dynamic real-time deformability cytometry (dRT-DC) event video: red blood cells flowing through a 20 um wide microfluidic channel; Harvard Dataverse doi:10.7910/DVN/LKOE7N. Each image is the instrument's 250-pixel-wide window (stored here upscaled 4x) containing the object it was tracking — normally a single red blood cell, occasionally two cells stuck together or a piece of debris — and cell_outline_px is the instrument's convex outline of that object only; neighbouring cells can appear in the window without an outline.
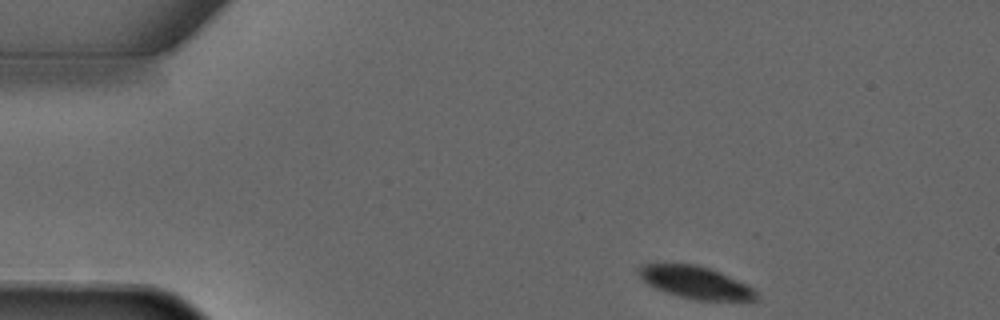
{"species": "common noctule bat (a hibernating species)", "species_latin": "Nyctalus noctula", "temperature_condition": "warm", "stored_images_in_passage": 4, "camera_frame_rate_fps": 3000, "um_per_image_px": 0.085, "animal": {"sex": "male", "forearm_length_mm": 52.5}, "frame": {"image": 1, "passage_image": 1, "time_ms": 0.0, "image_size_px": [1000, 320], "cell_outline_px": [[760, 300], [752, 304], [692, 300], [676, 296], [664, 292], [648, 284], [640, 276], [636, 268], [640, 264], [696, 264], [720, 272], [748, 284], [760, 296]], "centroid_in_image_um": [59.27, 24.08], "position_along_channel_um": 25.7, "area_um2": 23.29}}
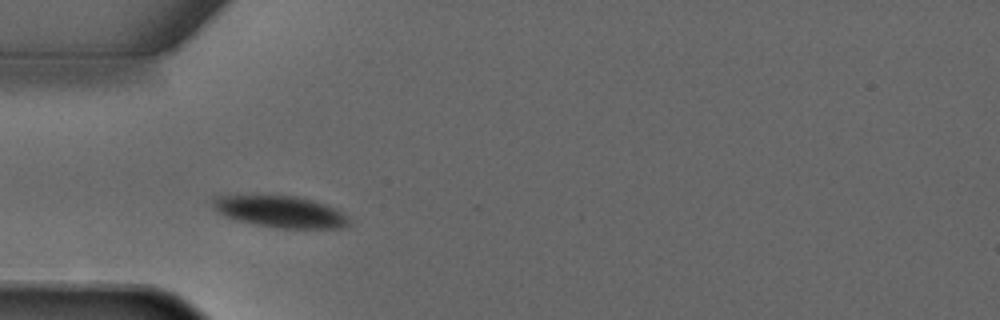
{"frame": {"image": 2, "passage_image": 3, "time_ms": 2.333, "image_size_px": [1000, 320], "cell_outline_px": [[352, 220], [348, 228], [280, 228], [256, 224], [240, 220], [228, 216], [220, 212], [212, 204], [212, 200], [220, 196], [296, 196], [312, 200], [324, 204], [348, 216]], "centroid_in_image_um": [23.94, 18.01], "position_along_channel_um": 61.1, "area_um2": 24.45}}